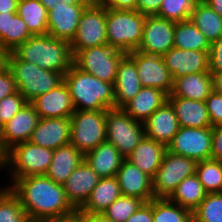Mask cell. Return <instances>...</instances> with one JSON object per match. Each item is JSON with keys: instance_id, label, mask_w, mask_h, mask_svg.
Wrapping results in <instances>:
<instances>
[{"instance_id": "1", "label": "cell", "mask_w": 222, "mask_h": 222, "mask_svg": "<svg viewBox=\"0 0 222 222\" xmlns=\"http://www.w3.org/2000/svg\"><path fill=\"white\" fill-rule=\"evenodd\" d=\"M9 189L18 197L30 222H42L73 213L63 185L46 175L17 178Z\"/></svg>"}, {"instance_id": "2", "label": "cell", "mask_w": 222, "mask_h": 222, "mask_svg": "<svg viewBox=\"0 0 222 222\" xmlns=\"http://www.w3.org/2000/svg\"><path fill=\"white\" fill-rule=\"evenodd\" d=\"M11 53L17 59L61 73L63 76L73 65L70 42L49 34L32 35Z\"/></svg>"}, {"instance_id": "3", "label": "cell", "mask_w": 222, "mask_h": 222, "mask_svg": "<svg viewBox=\"0 0 222 222\" xmlns=\"http://www.w3.org/2000/svg\"><path fill=\"white\" fill-rule=\"evenodd\" d=\"M75 111L108 110L114 108L113 83L101 81L94 75L85 73L74 64L64 74Z\"/></svg>"}, {"instance_id": "4", "label": "cell", "mask_w": 222, "mask_h": 222, "mask_svg": "<svg viewBox=\"0 0 222 222\" xmlns=\"http://www.w3.org/2000/svg\"><path fill=\"white\" fill-rule=\"evenodd\" d=\"M146 16L137 10L106 8L108 45L125 54L136 51L141 44Z\"/></svg>"}, {"instance_id": "5", "label": "cell", "mask_w": 222, "mask_h": 222, "mask_svg": "<svg viewBox=\"0 0 222 222\" xmlns=\"http://www.w3.org/2000/svg\"><path fill=\"white\" fill-rule=\"evenodd\" d=\"M7 68L15 80L17 90L29 103L59 85L64 77L61 73L17 59L11 52L8 55Z\"/></svg>"}, {"instance_id": "6", "label": "cell", "mask_w": 222, "mask_h": 222, "mask_svg": "<svg viewBox=\"0 0 222 222\" xmlns=\"http://www.w3.org/2000/svg\"><path fill=\"white\" fill-rule=\"evenodd\" d=\"M53 154V149L35 145L30 141L19 143L7 151L0 169L9 167L12 183L17 178L46 175Z\"/></svg>"}, {"instance_id": "7", "label": "cell", "mask_w": 222, "mask_h": 222, "mask_svg": "<svg viewBox=\"0 0 222 222\" xmlns=\"http://www.w3.org/2000/svg\"><path fill=\"white\" fill-rule=\"evenodd\" d=\"M107 110L75 111L71 119L70 144L83 155L107 141Z\"/></svg>"}, {"instance_id": "8", "label": "cell", "mask_w": 222, "mask_h": 222, "mask_svg": "<svg viewBox=\"0 0 222 222\" xmlns=\"http://www.w3.org/2000/svg\"><path fill=\"white\" fill-rule=\"evenodd\" d=\"M106 136L126 158L146 136L144 123L134 120L122 108H110L106 112Z\"/></svg>"}, {"instance_id": "9", "label": "cell", "mask_w": 222, "mask_h": 222, "mask_svg": "<svg viewBox=\"0 0 222 222\" xmlns=\"http://www.w3.org/2000/svg\"><path fill=\"white\" fill-rule=\"evenodd\" d=\"M124 55L125 53L108 44L94 46L80 50L73 57V64L101 81L114 84L118 64Z\"/></svg>"}, {"instance_id": "10", "label": "cell", "mask_w": 222, "mask_h": 222, "mask_svg": "<svg viewBox=\"0 0 222 222\" xmlns=\"http://www.w3.org/2000/svg\"><path fill=\"white\" fill-rule=\"evenodd\" d=\"M196 162L166 150L162 163L152 179L154 198H168L178 184L195 173Z\"/></svg>"}, {"instance_id": "11", "label": "cell", "mask_w": 222, "mask_h": 222, "mask_svg": "<svg viewBox=\"0 0 222 222\" xmlns=\"http://www.w3.org/2000/svg\"><path fill=\"white\" fill-rule=\"evenodd\" d=\"M106 44V8L92 1L83 11L70 42L73 57L82 49Z\"/></svg>"}, {"instance_id": "12", "label": "cell", "mask_w": 222, "mask_h": 222, "mask_svg": "<svg viewBox=\"0 0 222 222\" xmlns=\"http://www.w3.org/2000/svg\"><path fill=\"white\" fill-rule=\"evenodd\" d=\"M167 150L193 159L195 162L211 159L212 127H179L167 146Z\"/></svg>"}, {"instance_id": "13", "label": "cell", "mask_w": 222, "mask_h": 222, "mask_svg": "<svg viewBox=\"0 0 222 222\" xmlns=\"http://www.w3.org/2000/svg\"><path fill=\"white\" fill-rule=\"evenodd\" d=\"M175 23L157 15L146 16L142 41L136 51L163 56L174 47Z\"/></svg>"}, {"instance_id": "14", "label": "cell", "mask_w": 222, "mask_h": 222, "mask_svg": "<svg viewBox=\"0 0 222 222\" xmlns=\"http://www.w3.org/2000/svg\"><path fill=\"white\" fill-rule=\"evenodd\" d=\"M128 55L135 61L137 72L143 87H154L171 94L173 79L162 56L133 51Z\"/></svg>"}, {"instance_id": "15", "label": "cell", "mask_w": 222, "mask_h": 222, "mask_svg": "<svg viewBox=\"0 0 222 222\" xmlns=\"http://www.w3.org/2000/svg\"><path fill=\"white\" fill-rule=\"evenodd\" d=\"M40 117L33 105L27 102L17 114L2 126L3 160L14 145L30 140Z\"/></svg>"}, {"instance_id": "16", "label": "cell", "mask_w": 222, "mask_h": 222, "mask_svg": "<svg viewBox=\"0 0 222 222\" xmlns=\"http://www.w3.org/2000/svg\"><path fill=\"white\" fill-rule=\"evenodd\" d=\"M89 4L57 3L48 11V32L50 36L71 42L76 35L79 19Z\"/></svg>"}, {"instance_id": "17", "label": "cell", "mask_w": 222, "mask_h": 222, "mask_svg": "<svg viewBox=\"0 0 222 222\" xmlns=\"http://www.w3.org/2000/svg\"><path fill=\"white\" fill-rule=\"evenodd\" d=\"M162 59L173 81L188 74L209 72V52L171 48Z\"/></svg>"}, {"instance_id": "18", "label": "cell", "mask_w": 222, "mask_h": 222, "mask_svg": "<svg viewBox=\"0 0 222 222\" xmlns=\"http://www.w3.org/2000/svg\"><path fill=\"white\" fill-rule=\"evenodd\" d=\"M40 118H70L75 112L64 80L30 102Z\"/></svg>"}, {"instance_id": "19", "label": "cell", "mask_w": 222, "mask_h": 222, "mask_svg": "<svg viewBox=\"0 0 222 222\" xmlns=\"http://www.w3.org/2000/svg\"><path fill=\"white\" fill-rule=\"evenodd\" d=\"M100 177L84 159L63 184L68 201L75 209H80L89 199Z\"/></svg>"}, {"instance_id": "20", "label": "cell", "mask_w": 222, "mask_h": 222, "mask_svg": "<svg viewBox=\"0 0 222 222\" xmlns=\"http://www.w3.org/2000/svg\"><path fill=\"white\" fill-rule=\"evenodd\" d=\"M70 132V118H40L29 141L55 150L70 143Z\"/></svg>"}, {"instance_id": "21", "label": "cell", "mask_w": 222, "mask_h": 222, "mask_svg": "<svg viewBox=\"0 0 222 222\" xmlns=\"http://www.w3.org/2000/svg\"><path fill=\"white\" fill-rule=\"evenodd\" d=\"M113 87L115 95L114 108H123L143 87L137 72L136 63L128 54H125L118 64Z\"/></svg>"}, {"instance_id": "22", "label": "cell", "mask_w": 222, "mask_h": 222, "mask_svg": "<svg viewBox=\"0 0 222 222\" xmlns=\"http://www.w3.org/2000/svg\"><path fill=\"white\" fill-rule=\"evenodd\" d=\"M116 177L122 195L137 197L144 202L154 198L152 179L126 159L123 160Z\"/></svg>"}, {"instance_id": "23", "label": "cell", "mask_w": 222, "mask_h": 222, "mask_svg": "<svg viewBox=\"0 0 222 222\" xmlns=\"http://www.w3.org/2000/svg\"><path fill=\"white\" fill-rule=\"evenodd\" d=\"M146 137L164 144L166 147L179 130L178 118L174 108L166 101L145 122Z\"/></svg>"}, {"instance_id": "24", "label": "cell", "mask_w": 222, "mask_h": 222, "mask_svg": "<svg viewBox=\"0 0 222 222\" xmlns=\"http://www.w3.org/2000/svg\"><path fill=\"white\" fill-rule=\"evenodd\" d=\"M168 101L174 108L179 127H213L210 122L205 101H196L168 95Z\"/></svg>"}, {"instance_id": "25", "label": "cell", "mask_w": 222, "mask_h": 222, "mask_svg": "<svg viewBox=\"0 0 222 222\" xmlns=\"http://www.w3.org/2000/svg\"><path fill=\"white\" fill-rule=\"evenodd\" d=\"M84 159L100 178H108L117 175L125 158L113 144L106 141L87 152Z\"/></svg>"}, {"instance_id": "26", "label": "cell", "mask_w": 222, "mask_h": 222, "mask_svg": "<svg viewBox=\"0 0 222 222\" xmlns=\"http://www.w3.org/2000/svg\"><path fill=\"white\" fill-rule=\"evenodd\" d=\"M166 150L167 147L164 144L145 136L125 159L153 179L162 163Z\"/></svg>"}, {"instance_id": "27", "label": "cell", "mask_w": 222, "mask_h": 222, "mask_svg": "<svg viewBox=\"0 0 222 222\" xmlns=\"http://www.w3.org/2000/svg\"><path fill=\"white\" fill-rule=\"evenodd\" d=\"M168 101V94L154 87H142L139 93L122 109L134 120L144 123Z\"/></svg>"}, {"instance_id": "28", "label": "cell", "mask_w": 222, "mask_h": 222, "mask_svg": "<svg viewBox=\"0 0 222 222\" xmlns=\"http://www.w3.org/2000/svg\"><path fill=\"white\" fill-rule=\"evenodd\" d=\"M212 91V74L210 72H200L175 79L170 95L196 101H205Z\"/></svg>"}, {"instance_id": "29", "label": "cell", "mask_w": 222, "mask_h": 222, "mask_svg": "<svg viewBox=\"0 0 222 222\" xmlns=\"http://www.w3.org/2000/svg\"><path fill=\"white\" fill-rule=\"evenodd\" d=\"M83 160L84 155L72 144L60 146L54 150L46 176L56 184L63 185Z\"/></svg>"}, {"instance_id": "30", "label": "cell", "mask_w": 222, "mask_h": 222, "mask_svg": "<svg viewBox=\"0 0 222 222\" xmlns=\"http://www.w3.org/2000/svg\"><path fill=\"white\" fill-rule=\"evenodd\" d=\"M122 195L116 176L100 178L89 199L80 208L86 213H102Z\"/></svg>"}, {"instance_id": "31", "label": "cell", "mask_w": 222, "mask_h": 222, "mask_svg": "<svg viewBox=\"0 0 222 222\" xmlns=\"http://www.w3.org/2000/svg\"><path fill=\"white\" fill-rule=\"evenodd\" d=\"M190 20L203 33L209 43L222 36V17L203 0H199L191 12Z\"/></svg>"}, {"instance_id": "32", "label": "cell", "mask_w": 222, "mask_h": 222, "mask_svg": "<svg viewBox=\"0 0 222 222\" xmlns=\"http://www.w3.org/2000/svg\"><path fill=\"white\" fill-rule=\"evenodd\" d=\"M206 195L207 192L194 173L181 181L168 199L193 212Z\"/></svg>"}, {"instance_id": "33", "label": "cell", "mask_w": 222, "mask_h": 222, "mask_svg": "<svg viewBox=\"0 0 222 222\" xmlns=\"http://www.w3.org/2000/svg\"><path fill=\"white\" fill-rule=\"evenodd\" d=\"M210 43L189 19L175 23L174 47L182 50L210 51Z\"/></svg>"}, {"instance_id": "34", "label": "cell", "mask_w": 222, "mask_h": 222, "mask_svg": "<svg viewBox=\"0 0 222 222\" xmlns=\"http://www.w3.org/2000/svg\"><path fill=\"white\" fill-rule=\"evenodd\" d=\"M17 14L26 23L32 35L47 34L48 11L39 0H19Z\"/></svg>"}, {"instance_id": "35", "label": "cell", "mask_w": 222, "mask_h": 222, "mask_svg": "<svg viewBox=\"0 0 222 222\" xmlns=\"http://www.w3.org/2000/svg\"><path fill=\"white\" fill-rule=\"evenodd\" d=\"M153 222H193V212L168 198H153Z\"/></svg>"}, {"instance_id": "36", "label": "cell", "mask_w": 222, "mask_h": 222, "mask_svg": "<svg viewBox=\"0 0 222 222\" xmlns=\"http://www.w3.org/2000/svg\"><path fill=\"white\" fill-rule=\"evenodd\" d=\"M195 174L207 193H222V161L207 159L196 162Z\"/></svg>"}, {"instance_id": "37", "label": "cell", "mask_w": 222, "mask_h": 222, "mask_svg": "<svg viewBox=\"0 0 222 222\" xmlns=\"http://www.w3.org/2000/svg\"><path fill=\"white\" fill-rule=\"evenodd\" d=\"M0 222H30L20 200L9 187L0 189Z\"/></svg>"}, {"instance_id": "38", "label": "cell", "mask_w": 222, "mask_h": 222, "mask_svg": "<svg viewBox=\"0 0 222 222\" xmlns=\"http://www.w3.org/2000/svg\"><path fill=\"white\" fill-rule=\"evenodd\" d=\"M193 222H222V193H207L193 211Z\"/></svg>"}, {"instance_id": "39", "label": "cell", "mask_w": 222, "mask_h": 222, "mask_svg": "<svg viewBox=\"0 0 222 222\" xmlns=\"http://www.w3.org/2000/svg\"><path fill=\"white\" fill-rule=\"evenodd\" d=\"M199 0H162L158 15L178 23L190 19L192 10Z\"/></svg>"}, {"instance_id": "40", "label": "cell", "mask_w": 222, "mask_h": 222, "mask_svg": "<svg viewBox=\"0 0 222 222\" xmlns=\"http://www.w3.org/2000/svg\"><path fill=\"white\" fill-rule=\"evenodd\" d=\"M143 203L140 198L121 195L102 213L113 222H125Z\"/></svg>"}, {"instance_id": "41", "label": "cell", "mask_w": 222, "mask_h": 222, "mask_svg": "<svg viewBox=\"0 0 222 222\" xmlns=\"http://www.w3.org/2000/svg\"><path fill=\"white\" fill-rule=\"evenodd\" d=\"M32 34L18 14H10L8 25V52L28 40Z\"/></svg>"}, {"instance_id": "42", "label": "cell", "mask_w": 222, "mask_h": 222, "mask_svg": "<svg viewBox=\"0 0 222 222\" xmlns=\"http://www.w3.org/2000/svg\"><path fill=\"white\" fill-rule=\"evenodd\" d=\"M27 103L19 91L0 100V125L3 126Z\"/></svg>"}, {"instance_id": "43", "label": "cell", "mask_w": 222, "mask_h": 222, "mask_svg": "<svg viewBox=\"0 0 222 222\" xmlns=\"http://www.w3.org/2000/svg\"><path fill=\"white\" fill-rule=\"evenodd\" d=\"M208 115L212 126L222 124V94L214 90L205 100Z\"/></svg>"}, {"instance_id": "44", "label": "cell", "mask_w": 222, "mask_h": 222, "mask_svg": "<svg viewBox=\"0 0 222 222\" xmlns=\"http://www.w3.org/2000/svg\"><path fill=\"white\" fill-rule=\"evenodd\" d=\"M222 71V36L211 43L209 51V72L218 73Z\"/></svg>"}, {"instance_id": "45", "label": "cell", "mask_w": 222, "mask_h": 222, "mask_svg": "<svg viewBox=\"0 0 222 222\" xmlns=\"http://www.w3.org/2000/svg\"><path fill=\"white\" fill-rule=\"evenodd\" d=\"M17 91L15 80L13 79L10 70L8 68L4 69L0 72V100Z\"/></svg>"}, {"instance_id": "46", "label": "cell", "mask_w": 222, "mask_h": 222, "mask_svg": "<svg viewBox=\"0 0 222 222\" xmlns=\"http://www.w3.org/2000/svg\"><path fill=\"white\" fill-rule=\"evenodd\" d=\"M125 222H153V199L144 202Z\"/></svg>"}, {"instance_id": "47", "label": "cell", "mask_w": 222, "mask_h": 222, "mask_svg": "<svg viewBox=\"0 0 222 222\" xmlns=\"http://www.w3.org/2000/svg\"><path fill=\"white\" fill-rule=\"evenodd\" d=\"M211 159L222 161V124L212 127Z\"/></svg>"}, {"instance_id": "48", "label": "cell", "mask_w": 222, "mask_h": 222, "mask_svg": "<svg viewBox=\"0 0 222 222\" xmlns=\"http://www.w3.org/2000/svg\"><path fill=\"white\" fill-rule=\"evenodd\" d=\"M93 2L105 8L137 10V0H93Z\"/></svg>"}, {"instance_id": "49", "label": "cell", "mask_w": 222, "mask_h": 222, "mask_svg": "<svg viewBox=\"0 0 222 222\" xmlns=\"http://www.w3.org/2000/svg\"><path fill=\"white\" fill-rule=\"evenodd\" d=\"M162 0H137V11L145 16L158 15Z\"/></svg>"}, {"instance_id": "50", "label": "cell", "mask_w": 222, "mask_h": 222, "mask_svg": "<svg viewBox=\"0 0 222 222\" xmlns=\"http://www.w3.org/2000/svg\"><path fill=\"white\" fill-rule=\"evenodd\" d=\"M10 14L17 13L0 14V47L6 51H8V25Z\"/></svg>"}, {"instance_id": "51", "label": "cell", "mask_w": 222, "mask_h": 222, "mask_svg": "<svg viewBox=\"0 0 222 222\" xmlns=\"http://www.w3.org/2000/svg\"><path fill=\"white\" fill-rule=\"evenodd\" d=\"M39 2L47 9V11H50L52 7L57 3H65L67 6L73 5V4H90L91 0H39Z\"/></svg>"}, {"instance_id": "52", "label": "cell", "mask_w": 222, "mask_h": 222, "mask_svg": "<svg viewBox=\"0 0 222 222\" xmlns=\"http://www.w3.org/2000/svg\"><path fill=\"white\" fill-rule=\"evenodd\" d=\"M81 222H113L103 213H86L81 210Z\"/></svg>"}, {"instance_id": "53", "label": "cell", "mask_w": 222, "mask_h": 222, "mask_svg": "<svg viewBox=\"0 0 222 222\" xmlns=\"http://www.w3.org/2000/svg\"><path fill=\"white\" fill-rule=\"evenodd\" d=\"M42 222H81V210L76 209L73 213L56 217L53 219L45 220Z\"/></svg>"}, {"instance_id": "54", "label": "cell", "mask_w": 222, "mask_h": 222, "mask_svg": "<svg viewBox=\"0 0 222 222\" xmlns=\"http://www.w3.org/2000/svg\"><path fill=\"white\" fill-rule=\"evenodd\" d=\"M19 0H0V14L17 13Z\"/></svg>"}, {"instance_id": "55", "label": "cell", "mask_w": 222, "mask_h": 222, "mask_svg": "<svg viewBox=\"0 0 222 222\" xmlns=\"http://www.w3.org/2000/svg\"><path fill=\"white\" fill-rule=\"evenodd\" d=\"M213 77V90L222 94V71L218 73H212Z\"/></svg>"}, {"instance_id": "56", "label": "cell", "mask_w": 222, "mask_h": 222, "mask_svg": "<svg viewBox=\"0 0 222 222\" xmlns=\"http://www.w3.org/2000/svg\"><path fill=\"white\" fill-rule=\"evenodd\" d=\"M203 1L222 17V0H203Z\"/></svg>"}, {"instance_id": "57", "label": "cell", "mask_w": 222, "mask_h": 222, "mask_svg": "<svg viewBox=\"0 0 222 222\" xmlns=\"http://www.w3.org/2000/svg\"><path fill=\"white\" fill-rule=\"evenodd\" d=\"M9 52L0 47V72L7 68Z\"/></svg>"}, {"instance_id": "58", "label": "cell", "mask_w": 222, "mask_h": 222, "mask_svg": "<svg viewBox=\"0 0 222 222\" xmlns=\"http://www.w3.org/2000/svg\"><path fill=\"white\" fill-rule=\"evenodd\" d=\"M3 161L2 126L0 125V164Z\"/></svg>"}]
</instances>
